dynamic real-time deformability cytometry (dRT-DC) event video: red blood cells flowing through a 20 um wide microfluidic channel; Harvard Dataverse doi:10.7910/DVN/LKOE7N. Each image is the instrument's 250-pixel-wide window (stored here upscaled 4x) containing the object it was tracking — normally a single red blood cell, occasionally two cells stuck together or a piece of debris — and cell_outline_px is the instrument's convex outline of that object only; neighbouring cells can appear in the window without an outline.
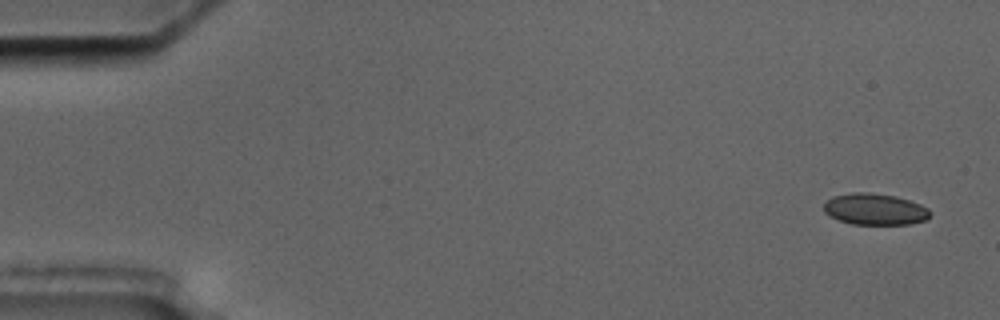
{"species": "common noctule bat (a hibernating species)", "species_latin": "Nyctalus noctula", "temperature_condition": "cold", "stored_images_in_passage": 6, "camera_frame_rate_fps": 3000, "um_per_image_px": 0.085, "animal": {"sex": "male", "body_mass_g": 17.5, "forearm_length_mm": 52.3}, "frame": {"image": 1, "passage_image": 1, "time_ms": 0.0, "image_size_px": [1000, 320], "cell_outline_px": [[932, 212], [924, 220], [912, 224], [852, 224], [840, 220], [824, 212], [824, 204], [832, 196], [852, 192], [868, 192], [896, 196], [920, 204], [928, 208]], "centroid_in_image_um": [74.37, 17.77], "position_along_channel_um": 10.6, "area_um2": 19.36}}
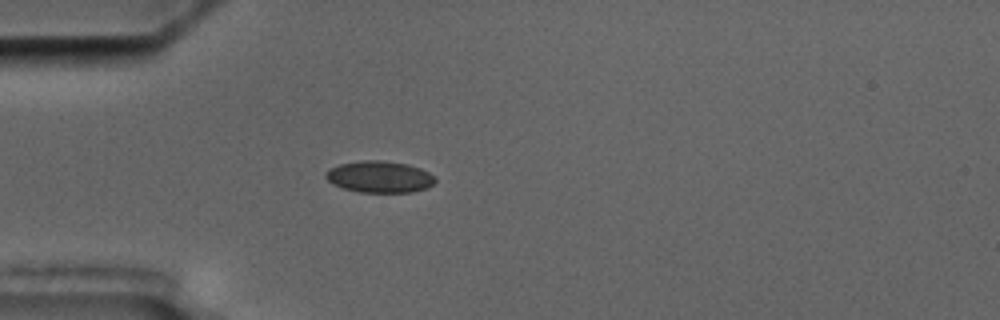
{"frame": {"image": 2, "passage_image": 5, "time_ms": 4.667, "image_size_px": [1000, 320], "cell_outline_px": [[436, 180], [428, 188], [412, 192], [360, 192], [344, 188], [332, 184], [324, 176], [324, 172], [340, 164], [360, 160], [380, 160], [408, 164], [420, 168], [428, 172]], "centroid_in_image_um": [32.25, 15.03], "position_along_channel_um": 52.8, "area_um2": 20.11}}